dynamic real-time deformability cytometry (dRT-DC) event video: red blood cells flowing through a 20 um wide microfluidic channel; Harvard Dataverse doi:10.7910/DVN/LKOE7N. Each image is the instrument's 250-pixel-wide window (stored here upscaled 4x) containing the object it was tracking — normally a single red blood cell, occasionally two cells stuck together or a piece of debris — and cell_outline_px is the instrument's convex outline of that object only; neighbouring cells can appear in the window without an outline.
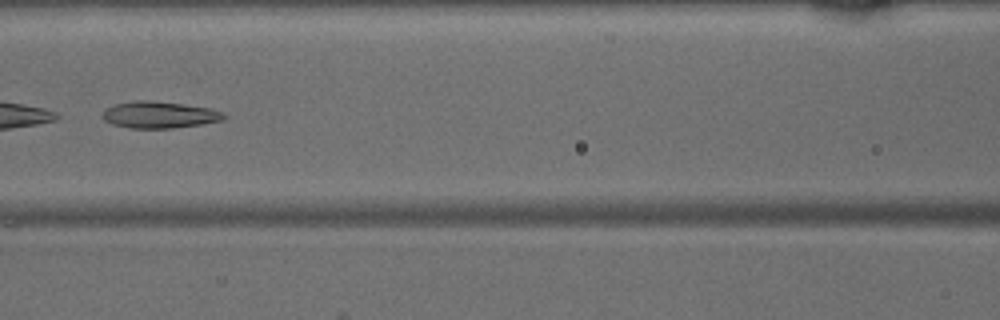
{"species": "common noctule bat (a hibernating species)", "species_latin": "Nyctalus noctula", "temperature_condition": "warm", "stored_images_in_passage": 30, "camera_frame_rate_fps": 3000, "um_per_image_px": 0.085, "animal": {"sex": "male", "body_mass_g": 15.6}, "frame": {"image": 1, "passage_image": 20, "time_ms": 6.333, "image_size_px": [1000, 320], "cell_outline_px": [[228, 116], [224, 120], [200, 124], [172, 128], [132, 128], [112, 124], [104, 120], [104, 112], [112, 104], [132, 100], [148, 100], [184, 104], [212, 108], [224, 112]], "centroid_in_image_um": [13.59, 9.74], "position_along_channel_um": 153.0, "area_um2": 18.96}}
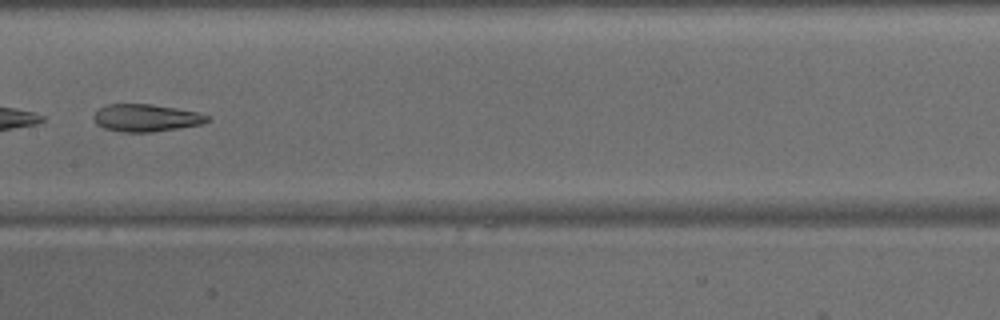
{"frame": {"image": 2, "passage_image": 23, "time_ms": 7.333, "image_size_px": [1000, 320], "cell_outline_px": [[212, 120], [200, 124], [152, 132], [120, 132], [104, 128], [96, 124], [92, 116], [100, 108], [108, 104], [152, 104], [200, 112], [212, 116]], "centroid_in_image_um": [12.44, 10.01], "position_along_channel_um": 195.0, "area_um2": 18.26}}
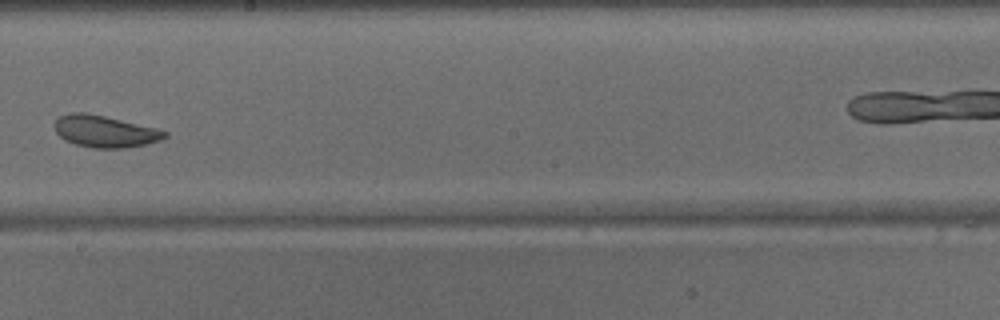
{"frame": {"image": 3, "passage_image": 25, "time_ms": 8.0, "image_size_px": [1000, 320], "cell_outline_px": [[168, 136], [160, 140], [144, 144], [124, 148], [92, 148], [76, 144], [64, 140], [56, 132], [56, 120], [60, 116], [68, 112], [84, 112], [104, 116], [156, 128], [168, 132]], "centroid_in_image_um": [8.9, 11.17], "position_along_channel_um": 239.3, "area_um2": 20.23}}